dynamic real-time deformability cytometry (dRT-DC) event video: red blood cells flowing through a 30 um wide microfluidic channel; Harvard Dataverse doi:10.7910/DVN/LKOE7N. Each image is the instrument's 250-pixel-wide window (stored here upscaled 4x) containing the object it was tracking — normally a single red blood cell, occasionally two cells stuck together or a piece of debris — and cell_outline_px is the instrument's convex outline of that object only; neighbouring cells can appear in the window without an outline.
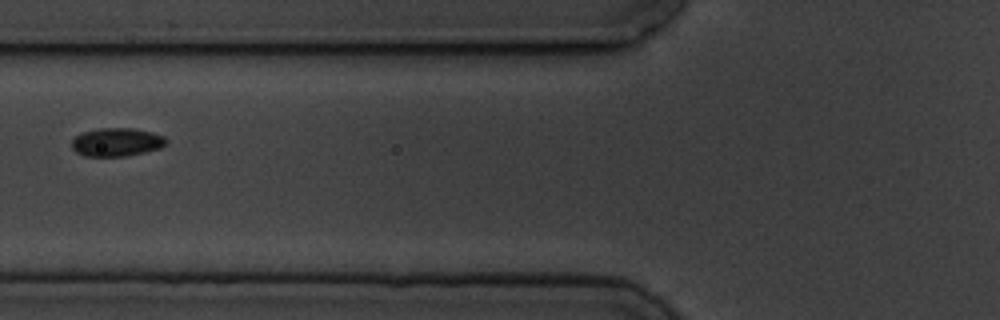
{"species": "common noctule bat (a hibernating species)", "species_latin": "Nyctalus noctula", "temperature_condition": "cold", "stored_images_in_passage": 15, "segment_of_instrument_passage": [2, 2], "camera_frame_rate_fps": 3000, "um_per_image_px": 0.085, "animal": {"sex": "male", "body_mass_g": 19.5, "forearm_length_mm": 54.6}, "frame": {"image": 1, "passage_image": 6, "time_ms": 7.667, "image_size_px": [1000, 320], "cell_outline_px": [[168, 140], [160, 148], [144, 152], [124, 156], [84, 156], [76, 152], [72, 148], [72, 140], [76, 136], [84, 132], [100, 128], [132, 128], [152, 132], [164, 136]], "centroid_in_image_um": [9.91, 12.08], "position_along_channel_um": 115.9, "area_um2": 15.49}}
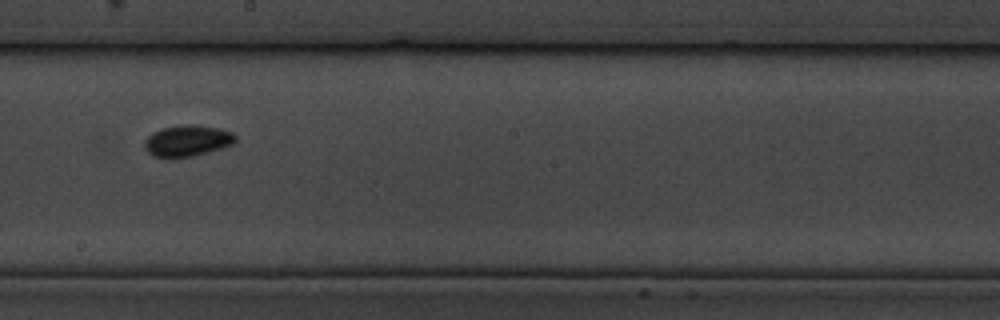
{"frame": {"image": 2, "passage_image": 9, "time_ms": 11.0, "image_size_px": [1000, 320], "cell_outline_px": [[236, 140], [232, 144], [220, 148], [192, 156], [172, 160], [168, 160], [152, 156], [144, 148], [144, 140], [152, 132], [164, 128], [184, 124], [192, 124], [220, 128], [232, 132], [236, 136]], "centroid_in_image_um": [15.87, 11.99], "position_along_channel_um": 232.3, "area_um2": 16.88}}
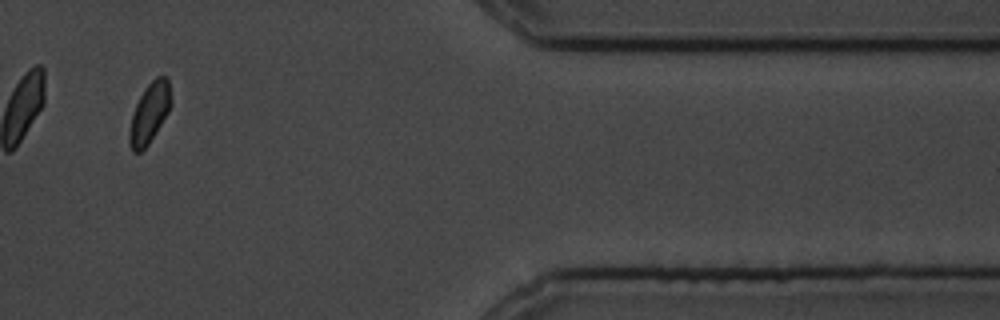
{"frame": {"image": 3, "passage_image": 14, "time_ms": 16.667, "image_size_px": [1000, 320], "cell_outline_px": [[172, 104], [168, 112], [156, 132], [148, 144], [140, 152], [132, 152], [128, 144], [128, 132], [132, 116], [136, 104], [144, 88], [156, 76], [168, 76], [172, 100]], "centroid_in_image_um": [12.71, 9.6], "position_along_channel_um": 398.7, "area_um2": 14.74}}